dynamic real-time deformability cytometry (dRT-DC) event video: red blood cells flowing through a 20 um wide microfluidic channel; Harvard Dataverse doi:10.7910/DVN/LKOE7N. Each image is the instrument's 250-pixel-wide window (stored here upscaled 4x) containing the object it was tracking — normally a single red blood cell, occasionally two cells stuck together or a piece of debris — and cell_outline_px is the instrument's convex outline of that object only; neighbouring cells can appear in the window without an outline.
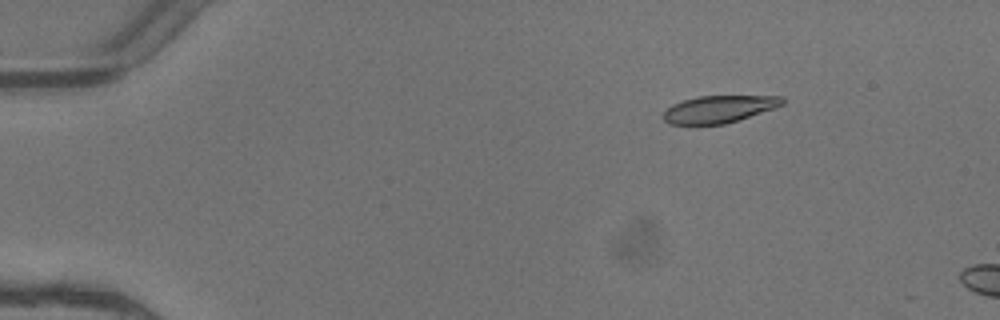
{"species": "common noctule bat (a hibernating species)", "species_latin": "Nyctalus noctula", "temperature_condition": "warm", "stored_images_in_passage": 5, "camera_frame_rate_fps": 3000, "um_per_image_px": 0.085, "animal": {"sex": "female"}, "frame": {"image": 1, "passage_image": 3, "time_ms": 0.667, "image_size_px": [1000, 320], "cell_outline_px": [[784, 104], [776, 108], [724, 124], [668, 124], [664, 120], [664, 112], [672, 104], [696, 96], [784, 96]], "centroid_in_image_um": [61.13, 9.27], "position_along_channel_um": 23.9, "area_um2": 18.79}}